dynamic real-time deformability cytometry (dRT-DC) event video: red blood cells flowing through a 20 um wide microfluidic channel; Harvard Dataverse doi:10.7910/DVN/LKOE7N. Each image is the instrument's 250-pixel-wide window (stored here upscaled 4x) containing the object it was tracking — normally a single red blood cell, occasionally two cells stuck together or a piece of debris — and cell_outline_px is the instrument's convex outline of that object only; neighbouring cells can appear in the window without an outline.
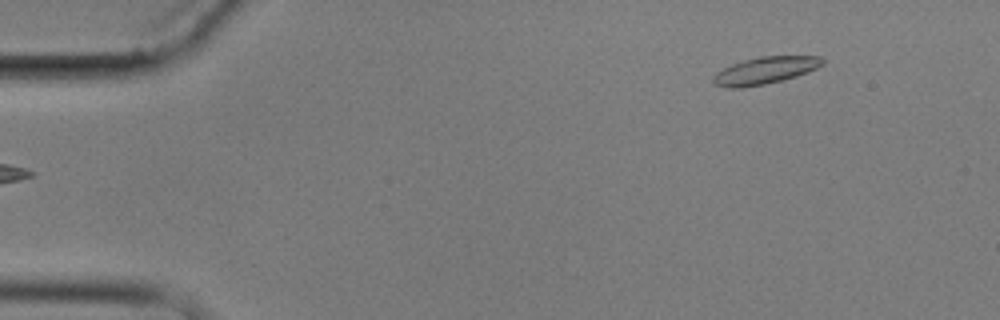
{"species": "common noctule bat (a hibernating species)", "species_latin": "Nyctalus noctula", "temperature_condition": "cold", "stored_images_in_passage": 5, "camera_frame_rate_fps": 3000, "um_per_image_px": 0.085, "animal": {"sex": "male", "body_mass_g": 17.9}, "frame": {"image": 1, "passage_image": 5, "time_ms": 4.667, "image_size_px": [1000, 320], "cell_outline_px": [[824, 64], [808, 72], [796, 76], [764, 84], [744, 88], [728, 88], [716, 84], [712, 80], [712, 76], [716, 72], [732, 64], [744, 60], [760, 56], [820, 56], [824, 60]], "centroid_in_image_um": [65.02, 5.99], "position_along_channel_um": 20.0, "area_um2": 17.17}}